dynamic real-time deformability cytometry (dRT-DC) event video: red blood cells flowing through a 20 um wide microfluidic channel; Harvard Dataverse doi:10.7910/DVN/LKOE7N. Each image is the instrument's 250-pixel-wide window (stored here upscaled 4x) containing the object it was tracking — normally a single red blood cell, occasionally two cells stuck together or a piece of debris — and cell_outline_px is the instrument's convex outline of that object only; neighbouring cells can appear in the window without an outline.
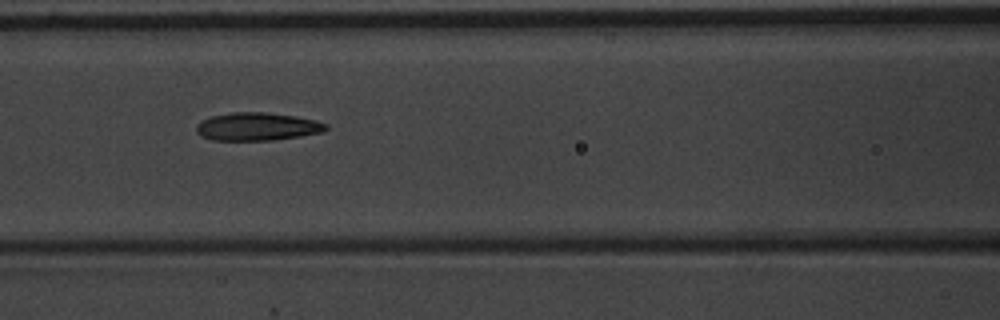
{"species": "common noctule bat (a hibernating species)", "species_latin": "Nyctalus noctula", "temperature_condition": "warm", "stored_images_in_passage": 9, "camera_frame_rate_fps": 3000, "um_per_image_px": 0.085, "animal": {"sex": "male", "body_mass_g": 20.1, "forearm_length_mm": 53.5}, "frame": {"image": 1, "passage_image": 7, "time_ms": 2.0, "image_size_px": [1000, 320], "cell_outline_px": [[328, 128], [324, 132], [300, 136], [272, 140], [212, 140], [200, 136], [196, 132], [196, 124], [200, 120], [212, 116], [232, 112], [264, 112], [296, 116], [328, 124]], "centroid_in_image_um": [21.83, 10.76], "position_along_channel_um": 144.8, "area_um2": 21.21}}
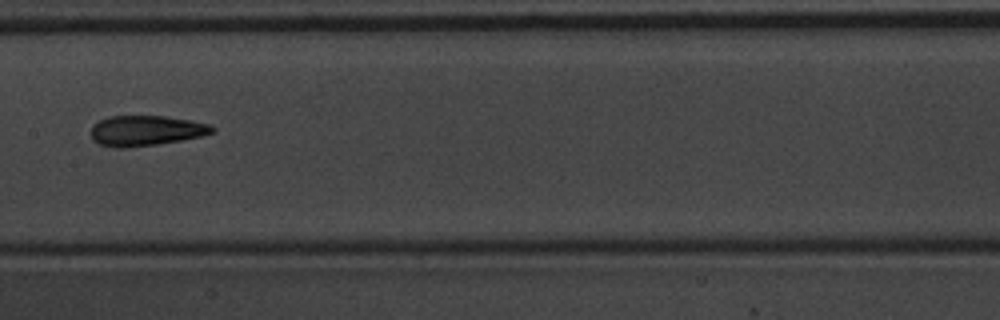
{"frame": {"image": 2, "passage_image": 8, "time_ms": 2.333, "image_size_px": [1000, 320], "cell_outline_px": [[216, 128], [212, 132], [200, 136], [180, 140], [156, 144], [124, 148], [116, 148], [100, 144], [92, 140], [92, 128], [100, 120], [108, 116], [164, 116], [212, 124]], "centroid_in_image_um": [12.4, 11.1], "position_along_channel_um": 195.0, "area_um2": 21.15}}
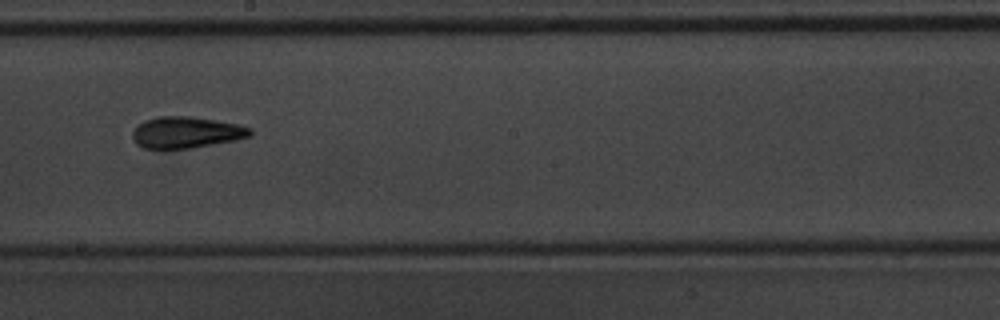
{"frame": {"image": 3, "passage_image": 9, "time_ms": 2.667, "image_size_px": [1000, 320], "cell_outline_px": [[252, 136], [236, 140], [192, 148], [144, 148], [136, 144], [132, 140], [132, 132], [136, 124], [144, 120], [160, 116], [188, 116], [236, 124], [252, 128]], "centroid_in_image_um": [15.8, 11.25], "position_along_channel_um": 232.4, "area_um2": 21.56}}